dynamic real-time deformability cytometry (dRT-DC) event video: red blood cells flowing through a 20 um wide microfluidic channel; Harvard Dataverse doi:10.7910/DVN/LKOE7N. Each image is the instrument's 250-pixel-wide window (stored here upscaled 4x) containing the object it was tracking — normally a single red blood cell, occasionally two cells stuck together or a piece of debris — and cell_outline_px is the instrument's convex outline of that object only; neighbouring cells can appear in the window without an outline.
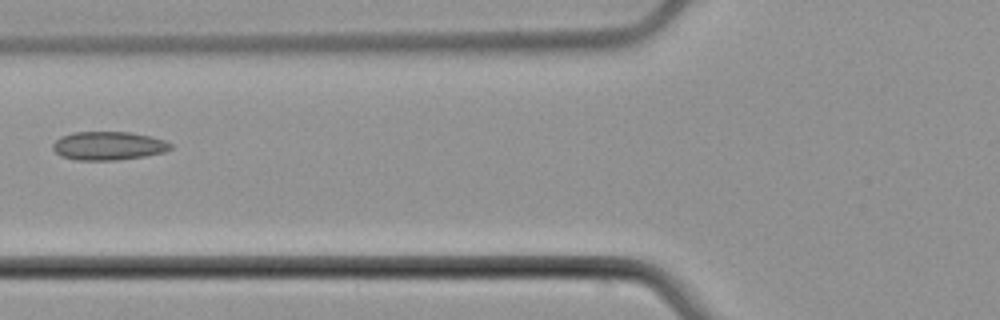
{"species": "common noctule bat (a hibernating species)", "species_latin": "Nyctalus noctula", "temperature_condition": "cold", "stored_images_in_passage": 3, "camera_frame_rate_fps": 3000, "um_per_image_px": 0.085, "animal": {"sex": "male", "body_mass_g": 21.5, "forearm_length_mm": 52.0}, "frame": {"image": 1, "passage_image": 2, "time_ms": 1.333, "image_size_px": [1000, 320], "cell_outline_px": [[172, 148], [164, 152], [144, 156], [116, 160], [76, 160], [60, 156], [52, 148], [52, 144], [60, 136], [72, 132], [132, 132], [164, 140], [172, 144]], "centroid_in_image_um": [9.18, 12.39], "position_along_channel_um": 116.6, "area_um2": 19.59}}
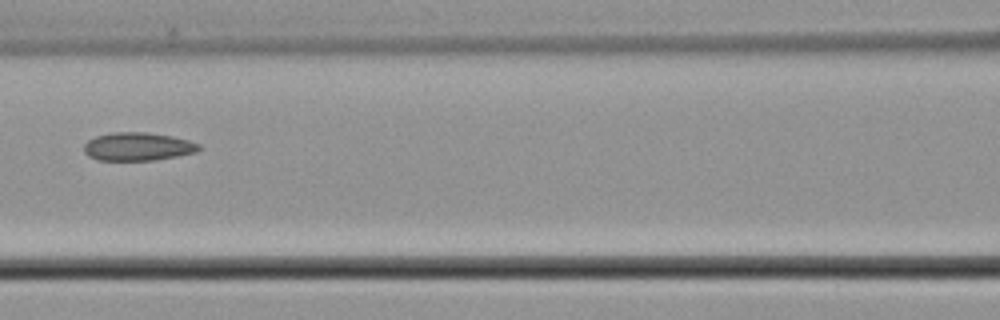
{"frame": {"image": 2, "passage_image": 3, "time_ms": 2.333, "image_size_px": [1000, 320], "cell_outline_px": [[204, 148], [196, 152], [156, 160], [96, 160], [88, 156], [84, 152], [84, 144], [88, 140], [96, 136], [112, 132], [148, 132], [172, 136], [188, 140], [200, 144]], "centroid_in_image_um": [11.72, 12.46], "position_along_channel_um": 154.9, "area_um2": 19.07}}